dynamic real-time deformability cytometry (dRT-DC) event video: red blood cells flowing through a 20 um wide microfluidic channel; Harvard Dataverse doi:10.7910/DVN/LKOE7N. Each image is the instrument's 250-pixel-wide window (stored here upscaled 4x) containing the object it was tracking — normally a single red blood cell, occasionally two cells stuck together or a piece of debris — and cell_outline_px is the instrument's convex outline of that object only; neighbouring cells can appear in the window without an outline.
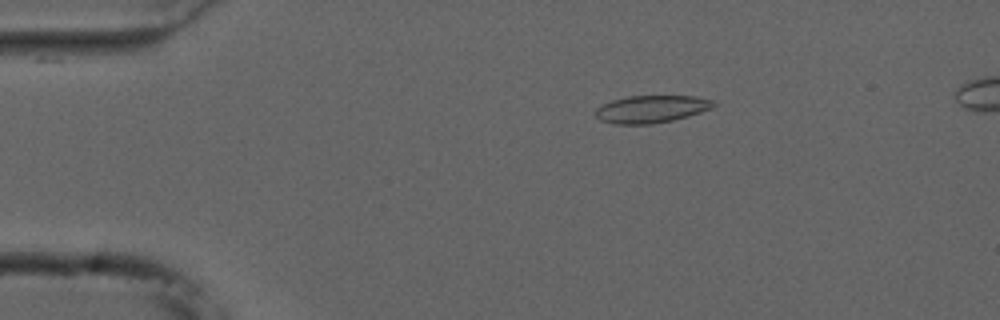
{"species": "common noctule bat (a hibernating species)", "species_latin": "Nyctalus noctula", "temperature_condition": "cold", "stored_images_in_passage": 54, "camera_frame_rate_fps": 3000, "um_per_image_px": 0.085, "animal": {"sex": "male", "forearm_length_mm": 52.5}, "frame": {"image": 1, "passage_image": 10, "time_ms": 3.0, "image_size_px": [1000, 320], "cell_outline_px": [[716, 104], [712, 108], [688, 116], [672, 120], [652, 124], [612, 124], [600, 120], [596, 116], [596, 108], [612, 100], [628, 96], [696, 96], [712, 100]], "centroid_in_image_um": [55.36, 9.27], "position_along_channel_um": 29.6, "area_um2": 18.79}}
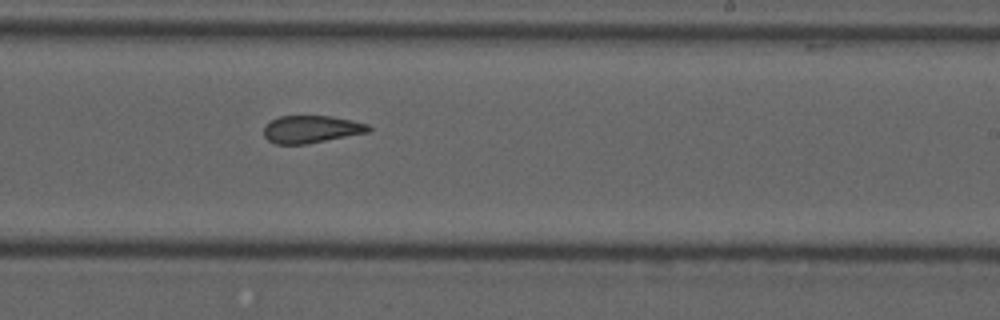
{"frame": {"image": 2, "passage_image": 33, "time_ms": 10.667, "image_size_px": [1000, 320], "cell_outline_px": [[372, 132], [304, 144], [276, 144], [268, 140], [264, 136], [264, 124], [280, 116], [332, 116], [352, 120], [368, 124], [372, 128]], "centroid_in_image_um": [26.49, 10.98], "position_along_channel_um": 262.5, "area_um2": 16.88}}
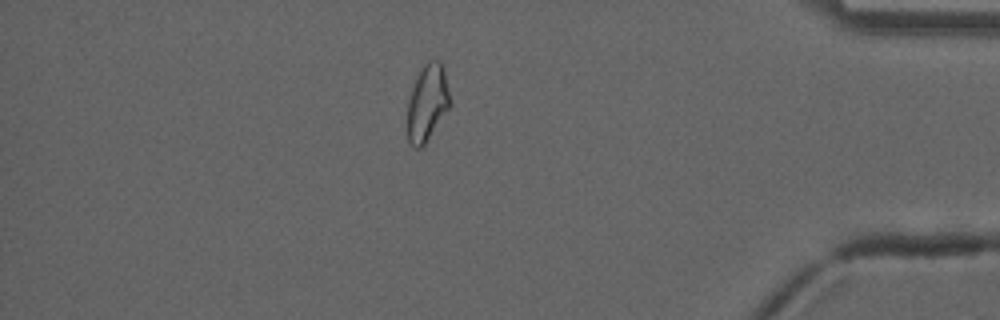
{"frame": {"image": 3, "passage_image": 47, "time_ms": 15.333, "image_size_px": [1000, 320], "cell_outline_px": [[452, 104], [424, 148], [416, 148], [408, 140], [408, 100], [412, 88], [424, 64], [428, 60], [440, 60], [444, 68]], "centroid_in_image_um": [36.36, 8.77], "position_along_channel_um": 398.8, "area_um2": 19.25}}